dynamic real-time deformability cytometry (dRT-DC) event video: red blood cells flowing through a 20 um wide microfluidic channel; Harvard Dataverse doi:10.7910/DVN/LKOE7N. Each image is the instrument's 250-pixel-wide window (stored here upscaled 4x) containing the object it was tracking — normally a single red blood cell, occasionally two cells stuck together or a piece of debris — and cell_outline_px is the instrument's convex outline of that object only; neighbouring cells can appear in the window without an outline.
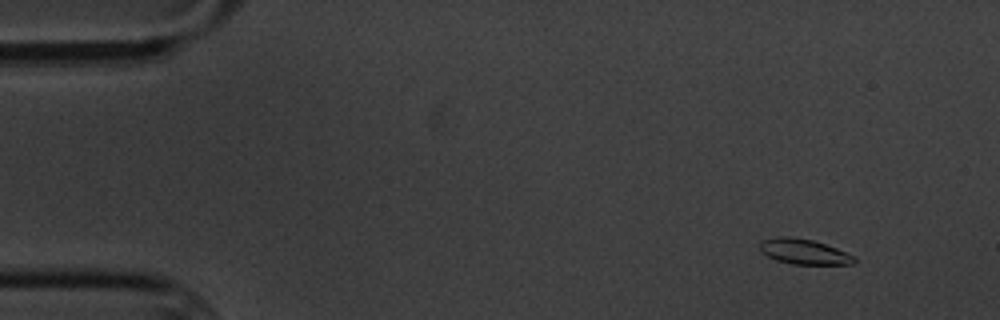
{"species": "common noctule bat (a hibernating species)", "species_latin": "Nyctalus noctula", "temperature_condition": "cold", "stored_images_in_passage": 15, "camera_frame_rate_fps": 3000, "um_per_image_px": 0.085, "animal": {"sex": "male", "body_mass_g": 20.1, "forearm_length_mm": 53.5}, "frame": {"image": 1, "passage_image": 2, "time_ms": 1.333, "image_size_px": [1000, 320], "cell_outline_px": [[856, 260], [852, 264], [792, 264], [776, 260], [768, 256], [760, 248], [760, 240], [776, 236], [788, 236], [812, 240], [836, 248], [856, 256]], "centroid_in_image_um": [68.33, 21.38], "position_along_channel_um": 16.7, "area_um2": 13.81}}
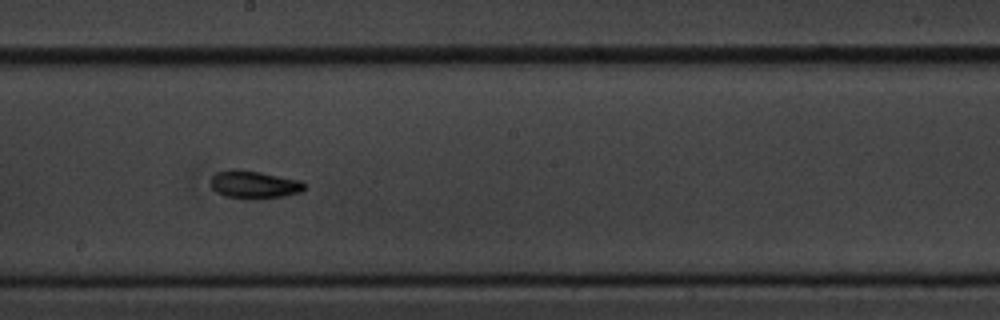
{"frame": {"image": 2, "passage_image": 9, "time_ms": 10.333, "image_size_px": [1000, 320], "cell_outline_px": [[304, 188], [300, 192], [284, 196], [248, 200], [244, 200], [224, 196], [216, 192], [212, 188], [212, 176], [216, 172], [232, 168], [236, 168], [260, 172], [304, 180]], "centroid_in_image_um": [21.59, 15.69], "position_along_channel_um": 226.6, "area_um2": 15.55}}
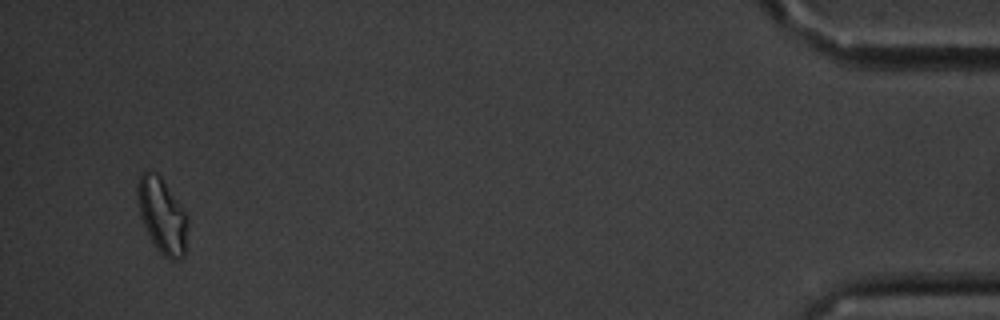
{"frame": {"image": 3, "passage_image": 15, "time_ms": 18.333, "image_size_px": [1000, 320], "cell_outline_px": [[188, 228], [184, 256], [176, 260], [172, 260], [164, 256], [156, 248], [140, 216], [136, 192], [136, 184], [140, 172], [156, 172], [164, 180], [184, 212], [188, 220]], "centroid_in_image_um": [13.77, 18.31], "position_along_channel_um": 421.4, "area_um2": 21.85}, "authors_computed_cell_mechanics": {"area_um2": 14.5078, "velocity_mm_per_s": 3.402, "shape_relaxation_time_tau1_ms": 1.1758, "shape_relaxation_time_tau2_ms": 2.6803, "deformation_change_tau1": 0.0672, "deformation_change_tau2": 0.0753}}